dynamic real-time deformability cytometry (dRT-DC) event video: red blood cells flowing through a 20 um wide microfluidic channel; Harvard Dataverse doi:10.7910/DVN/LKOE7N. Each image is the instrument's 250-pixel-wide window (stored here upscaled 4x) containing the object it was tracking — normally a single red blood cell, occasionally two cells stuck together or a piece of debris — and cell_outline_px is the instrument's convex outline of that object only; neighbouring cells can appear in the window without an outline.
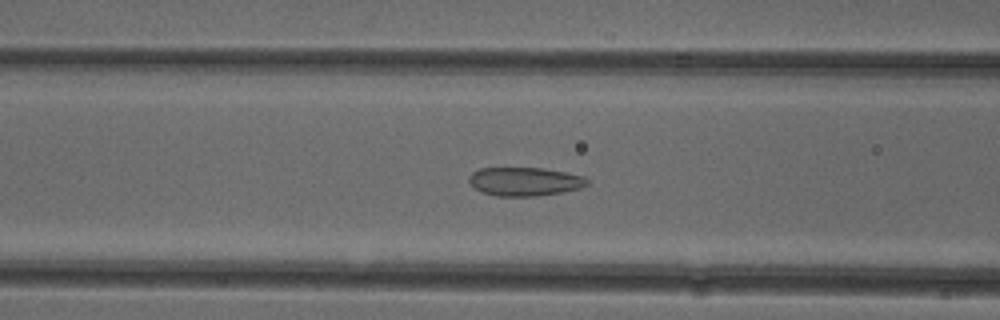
{"species": "common noctule bat (a hibernating species)", "species_latin": "Nyctalus noctula", "temperature_condition": "cold", "stored_images_in_passage": 37, "camera_frame_rate_fps": 3000, "um_per_image_px": 0.085, "animal": {"sex": "female"}, "frame": {"image": 1, "passage_image": 6, "time_ms": 1.667, "image_size_px": [1000, 320], "cell_outline_px": [[588, 184], [580, 188], [564, 192], [536, 196], [496, 196], [484, 192], [476, 188], [468, 180], [468, 176], [472, 172], [480, 168], [544, 168], [584, 176], [588, 180]], "centroid_in_image_um": [44.61, 15.43], "position_along_channel_um": 122.0, "area_um2": 19.65}}
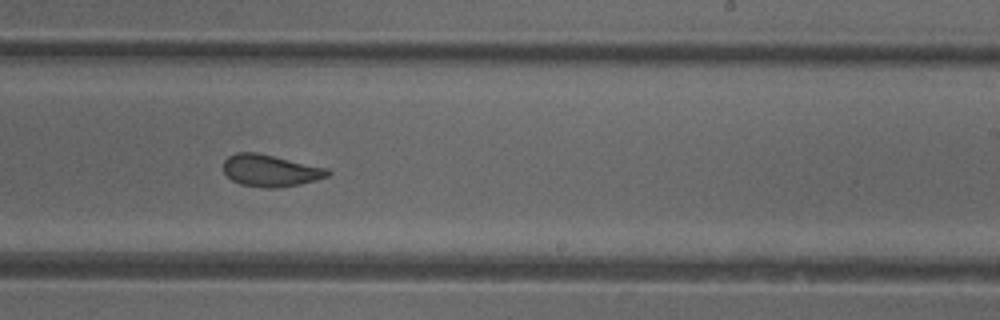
{"frame": {"image": 2, "passage_image": 17, "time_ms": 5.333, "image_size_px": [1000, 320], "cell_outline_px": [[332, 172], [328, 176], [316, 180], [300, 184], [276, 188], [268, 188], [240, 184], [232, 180], [224, 172], [224, 160], [228, 156], [236, 152], [256, 152], [328, 168]], "centroid_in_image_um": [22.99, 14.49], "position_along_channel_um": 266.0, "area_um2": 19.36}}
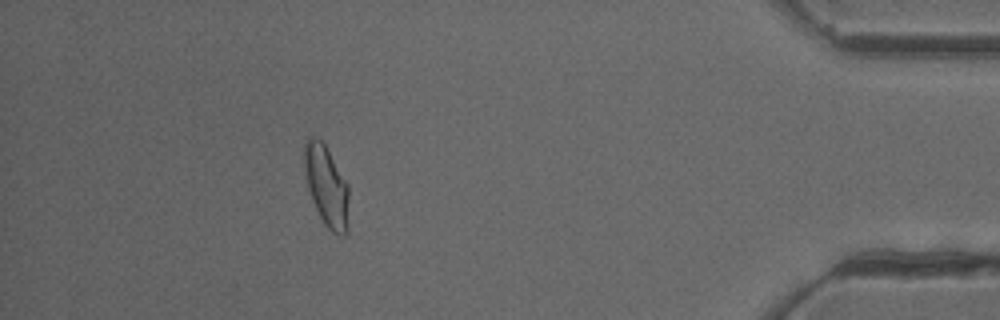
{"frame": {"image": 3, "passage_image": 32, "time_ms": 10.333, "image_size_px": [1000, 320], "cell_outline_px": [[348, 232], [344, 236], [340, 236], [332, 232], [324, 224], [312, 200], [308, 188], [304, 168], [304, 144], [308, 136], [316, 136], [324, 144], [348, 184]], "centroid_in_image_um": [27.75, 15.82], "position_along_channel_um": 407.4, "area_um2": 20.98}, "authors_computed_cell_mechanics": {"area_um2": 19.8832, "velocity_mm_per_s": 3.9354, "shape_relaxation_time_tau1_ms": null, "shape_relaxation_time_tau2_ms": 1.5279, "deformation_change_tau1": null, "deformation_change_tau2": 0.0713}}